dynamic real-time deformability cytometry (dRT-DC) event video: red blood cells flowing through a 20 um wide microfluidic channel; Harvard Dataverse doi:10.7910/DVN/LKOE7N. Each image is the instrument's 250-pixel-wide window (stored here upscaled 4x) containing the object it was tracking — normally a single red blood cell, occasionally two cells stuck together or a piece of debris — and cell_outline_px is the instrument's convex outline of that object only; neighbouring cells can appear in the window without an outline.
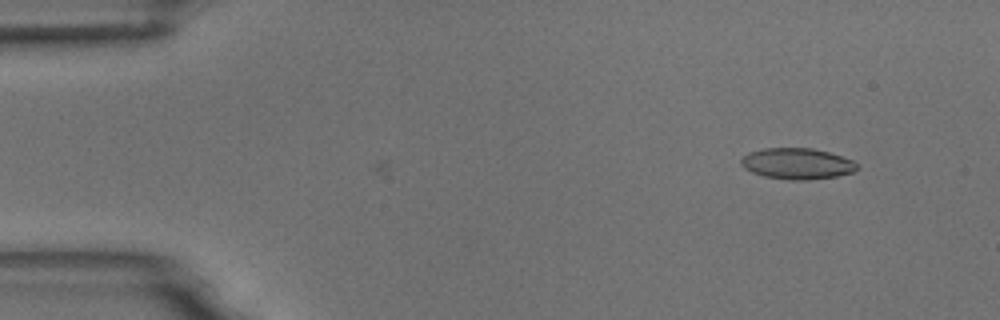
{"species": "common noctule bat (a hibernating species)", "species_latin": "Nyctalus noctula", "temperature_condition": "room temperature", "stored_images_in_passage": 7, "camera_frame_rate_fps": 3000, "um_per_image_px": 0.085, "animal": {"sex": "male", "body_mass_g": 18.8}, "frame": {"image": 1, "passage_image": 7, "time_ms": 2.0, "image_size_px": [1000, 320], "cell_outline_px": [[856, 172], [836, 176], [804, 180], [792, 180], [764, 176], [752, 172], [744, 168], [740, 164], [740, 160], [748, 152], [764, 148], [812, 148], [828, 152], [852, 160], [856, 164]], "centroid_in_image_um": [67.72, 13.91], "position_along_channel_um": 17.3, "area_um2": 20.87}}